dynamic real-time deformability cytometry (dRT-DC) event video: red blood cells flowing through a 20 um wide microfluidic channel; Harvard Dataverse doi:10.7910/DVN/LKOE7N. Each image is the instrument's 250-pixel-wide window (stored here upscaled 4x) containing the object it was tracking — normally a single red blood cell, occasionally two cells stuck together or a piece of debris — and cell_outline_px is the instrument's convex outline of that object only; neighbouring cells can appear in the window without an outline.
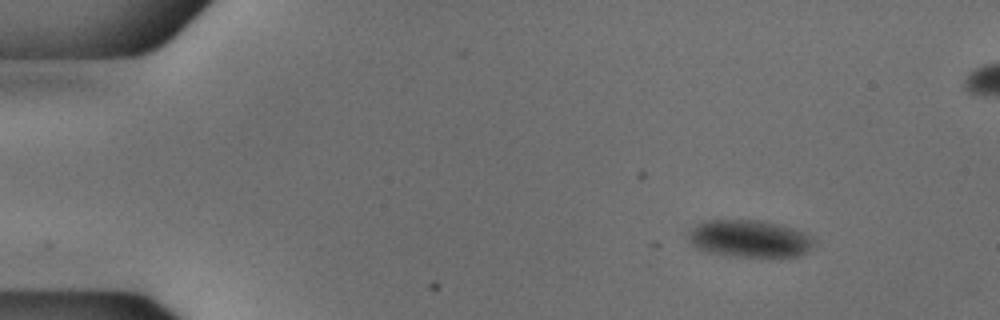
{"species": "common noctule bat (a hibernating species)", "species_latin": "Nyctalus noctula", "temperature_condition": "cold", "stored_images_in_passage": 19, "camera_frame_rate_fps": 3000, "um_per_image_px": 0.085, "animal": {"sex": "male", "body_mass_g": 18.8}, "frame": {"image": 1, "passage_image": 6, "time_ms": 1.667, "image_size_px": [1000, 320], "cell_outline_px": [[812, 244], [808, 252], [800, 256], [768, 260], [732, 256], [704, 252], [696, 248], [688, 240], [688, 232], [696, 224], [704, 220], [756, 220], [776, 224], [804, 232], [812, 236]], "centroid_in_image_um": [63.69, 20.34], "position_along_channel_um": 21.3, "area_um2": 28.15}}
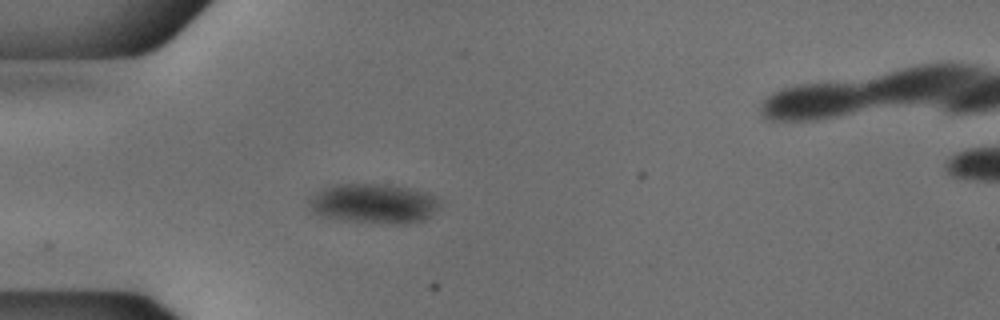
{"frame": {"image": 2, "passage_image": 15, "time_ms": 4.667, "image_size_px": [1000, 320], "cell_outline_px": [[440, 204], [424, 220], [404, 224], [400, 224], [340, 220], [320, 216], [312, 208], [308, 200], [324, 188], [336, 184], [388, 184], [408, 188], [436, 196], [440, 200]], "centroid_in_image_um": [31.78, 17.3], "position_along_channel_um": 53.2, "area_um2": 29.82}}